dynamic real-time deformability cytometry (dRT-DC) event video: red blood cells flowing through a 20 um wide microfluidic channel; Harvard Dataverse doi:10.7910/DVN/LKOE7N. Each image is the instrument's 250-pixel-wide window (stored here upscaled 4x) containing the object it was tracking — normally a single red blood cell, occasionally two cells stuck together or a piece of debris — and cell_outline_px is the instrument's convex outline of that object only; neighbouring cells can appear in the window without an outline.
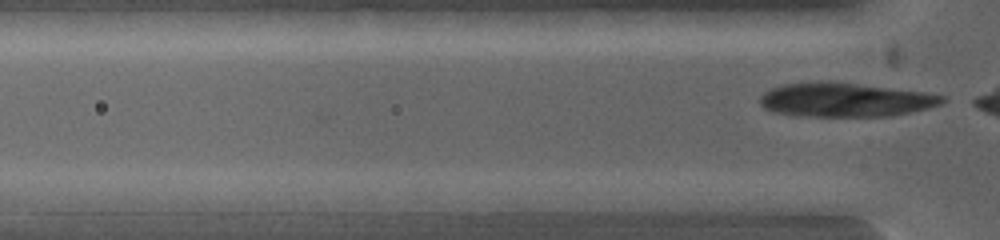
{"species": "common noctule bat (a hibernating species)", "species_latin": "Nyctalus noctula", "temperature_condition": "warm", "stored_images_in_passage": 4, "camera_frame_rate_fps": 5000, "um_per_image_px": 0.085, "animal": {"sex": "female", "body_mass_g": 19.0, "forearm_length_mm": 53.3}, "frame": {"image": 1, "passage_image": 2, "time_ms": 0.2, "image_size_px": [1000, 240], "cell_outline_px": [[604, 200], [588, 208], [576, 212], [496, 212], [492, 200], [500, 192], [560, 192]], "centroid_in_image_um": [46.06, 17.19], "position_along_channel_um": 79.7, "area_um2": 13.41}}